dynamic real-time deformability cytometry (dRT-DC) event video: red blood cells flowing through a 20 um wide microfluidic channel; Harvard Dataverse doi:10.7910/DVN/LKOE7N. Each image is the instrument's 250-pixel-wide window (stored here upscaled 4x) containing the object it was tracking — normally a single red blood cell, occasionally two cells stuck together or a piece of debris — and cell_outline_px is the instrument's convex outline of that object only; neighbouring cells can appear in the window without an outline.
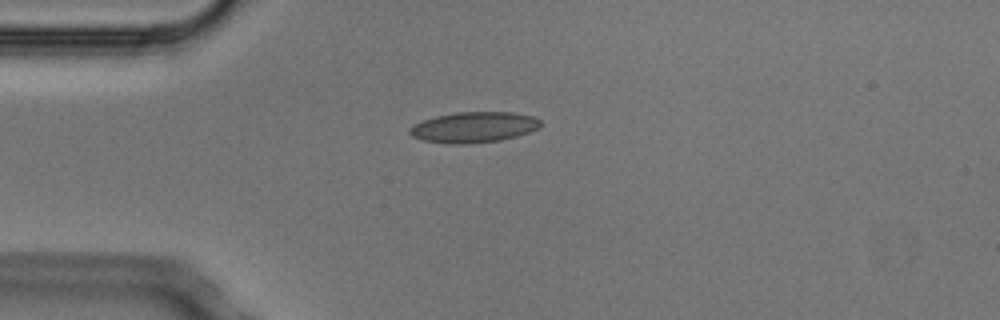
{"species": "Egyptian fruit bat (a non-hibernating species)", "species_latin": "Rousettus aegyptiacus", "temperature_condition": "cold", "stored_images_in_passage": 2, "camera_frame_rate_fps": 3000, "um_per_image_px": 0.085, "animal": {"sex": "male"}, "frame": {"image": 1, "passage_image": 1, "time_ms": 0.0, "image_size_px": [1000, 320], "cell_outline_px": [[540, 124], [536, 128], [528, 132], [516, 136], [500, 140], [472, 144], [444, 144], [424, 140], [412, 136], [408, 132], [408, 128], [412, 124], [436, 116], [456, 112], [512, 112], [532, 116], [540, 120]], "centroid_in_image_um": [40.21, 10.82], "position_along_channel_um": 44.8, "area_um2": 23.41}}